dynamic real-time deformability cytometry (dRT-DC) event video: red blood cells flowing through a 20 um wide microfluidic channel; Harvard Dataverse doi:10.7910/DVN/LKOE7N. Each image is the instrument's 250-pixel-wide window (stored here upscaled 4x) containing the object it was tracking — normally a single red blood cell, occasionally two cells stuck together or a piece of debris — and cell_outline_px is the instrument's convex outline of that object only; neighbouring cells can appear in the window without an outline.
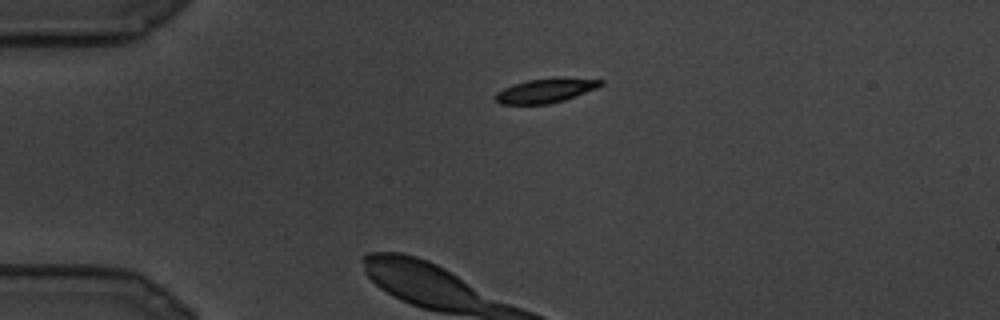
{"species": "common noctule bat (a hibernating species)", "species_latin": "Nyctalus noctula", "temperature_condition": "cold", "stored_images_in_passage": 9, "camera_frame_rate_fps": 3000, "um_per_image_px": 0.085, "animal": {"sex": "male", "body_mass_g": 19.5, "forearm_length_mm": 54.6}, "frame": {"image": 1, "passage_image": 1, "time_ms": 0.0, "image_size_px": [1000, 320], "cell_outline_px": [[604, 84], [596, 88], [564, 100], [548, 104], [500, 104], [492, 96], [496, 92], [512, 84], [528, 80], [604, 80]], "centroid_in_image_um": [46.25, 7.75], "position_along_channel_um": 38.8, "area_um2": 14.05}}